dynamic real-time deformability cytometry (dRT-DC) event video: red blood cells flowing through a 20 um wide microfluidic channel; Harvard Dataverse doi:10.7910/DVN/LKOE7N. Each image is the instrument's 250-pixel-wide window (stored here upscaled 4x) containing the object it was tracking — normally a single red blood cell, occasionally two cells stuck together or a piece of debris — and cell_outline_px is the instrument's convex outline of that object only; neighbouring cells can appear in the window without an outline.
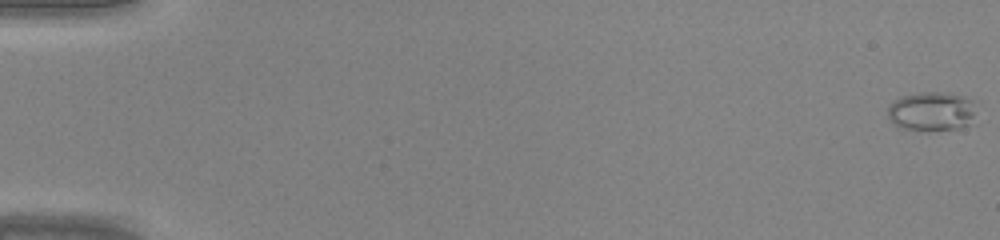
{"species": "common noctule bat (a hibernating species)", "species_latin": "Nyctalus noctula", "temperature_condition": "warm", "stored_images_in_passage": 47, "camera_frame_rate_fps": 3000, "um_per_image_px": 0.085, "animal": {"sex": "male", "body_mass_g": 20.0, "forearm_length_mm": 53.3}, "frame": {"image": 1, "passage_image": 1, "time_ms": 0.0, "image_size_px": [1000, 240], "cell_outline_px": [[972, 116], [968, 124], [956, 128], [900, 128], [888, 116], [888, 108], [892, 100], [900, 96], [920, 92], [948, 92], [964, 96], [972, 100]], "centroid_in_image_um": [79.13, 9.39], "position_along_channel_um": 5.9, "area_um2": 19.36}}
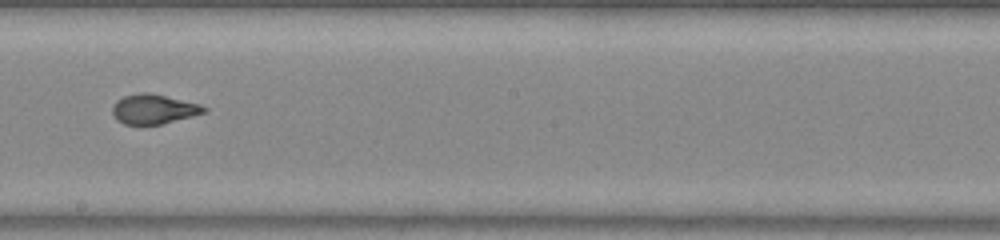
{"frame": {"image": 2, "passage_image": 28, "time_ms": 9.0, "image_size_px": [1000, 240], "cell_outline_px": [[208, 112], [160, 124], [124, 124], [116, 120], [112, 112], [112, 108], [116, 100], [124, 96], [140, 92], [148, 92], [200, 104], [208, 108]], "centroid_in_image_um": [13.06, 9.27], "position_along_channel_um": 235.1, "area_um2": 15.78}}
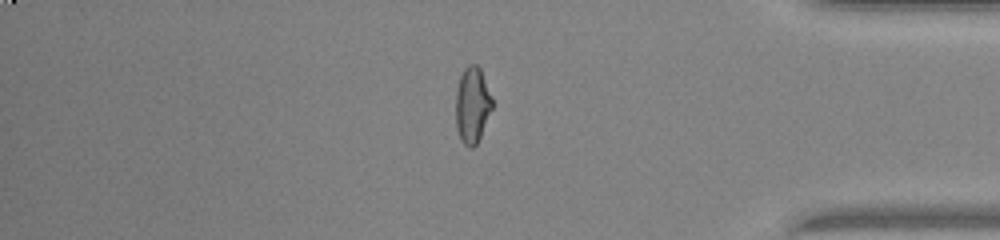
{"frame": {"image": 3, "passage_image": 40, "time_ms": 13.0, "image_size_px": [1000, 240], "cell_outline_px": [[492, 108], [480, 136], [476, 144], [472, 148], [468, 148], [460, 140], [456, 128], [456, 88], [460, 76], [464, 68], [468, 64], [476, 64], [480, 68], [492, 96]], "centroid_in_image_um": [40.13, 8.92], "position_along_channel_um": 395.1, "area_um2": 16.24}}